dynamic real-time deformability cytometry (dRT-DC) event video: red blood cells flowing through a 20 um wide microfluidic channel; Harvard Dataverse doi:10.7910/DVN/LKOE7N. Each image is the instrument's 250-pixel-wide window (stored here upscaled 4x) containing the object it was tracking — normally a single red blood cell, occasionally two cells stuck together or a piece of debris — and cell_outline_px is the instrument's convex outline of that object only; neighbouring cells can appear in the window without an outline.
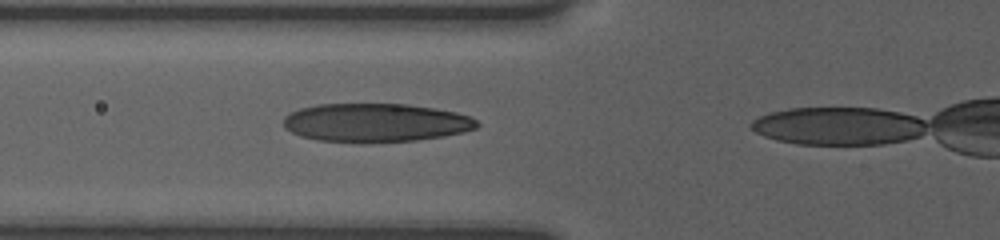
{"species": "human", "species_latin": "Homo sapiens", "temperature_condition": "room temperature", "stored_images_in_passage": 12, "camera_frame_rate_fps": 3000, "um_per_image_px": 0.085, "donor": {"sex": "female"}, "frame": {"image": 1, "passage_image": 11, "time_ms": 4.0, "image_size_px": [1000, 240], "cell_outline_px": [[480, 124], [476, 128], [464, 132], [444, 136], [416, 140], [364, 144], [316, 140], [300, 136], [284, 128], [284, 116], [300, 108], [316, 104], [408, 104], [436, 108], [456, 112], [468, 116], [476, 120]], "centroid_in_image_um": [31.92, 10.44], "position_along_channel_um": 93.9, "area_um2": 44.1}}